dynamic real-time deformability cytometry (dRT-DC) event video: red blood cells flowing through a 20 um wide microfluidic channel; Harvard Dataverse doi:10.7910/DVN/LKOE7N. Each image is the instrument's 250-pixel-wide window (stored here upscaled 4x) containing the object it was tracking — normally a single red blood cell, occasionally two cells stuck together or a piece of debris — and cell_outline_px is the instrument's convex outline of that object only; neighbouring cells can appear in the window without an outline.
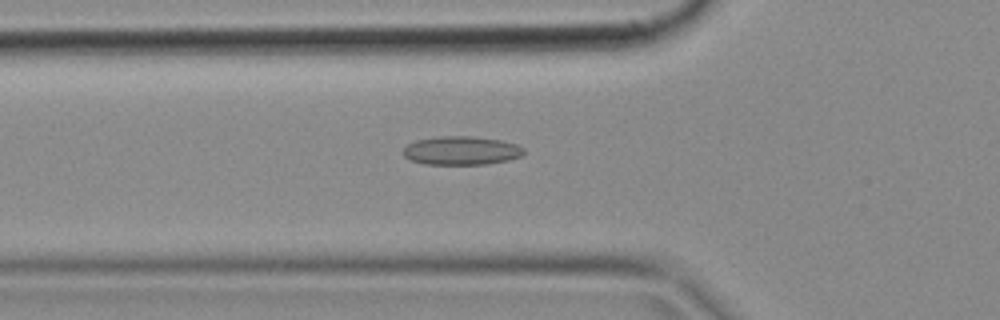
{"species": "common noctule bat (a hibernating species)", "species_latin": "Nyctalus noctula", "temperature_condition": "cold", "stored_images_in_passage": 50, "camera_frame_rate_fps": 3000, "um_per_image_px": 0.085, "animal": {"sex": "female", "body_mass_g": 18.4}, "frame": {"image": 1, "passage_image": 17, "time_ms": 5.333, "image_size_px": [1000, 320], "cell_outline_px": [[524, 152], [520, 156], [508, 160], [484, 164], [424, 164], [412, 160], [404, 156], [404, 148], [408, 144], [416, 140], [440, 136], [472, 136], [500, 140], [516, 144], [524, 148]], "centroid_in_image_um": [39.21, 12.79], "position_along_channel_um": 86.6, "area_um2": 19.94}}
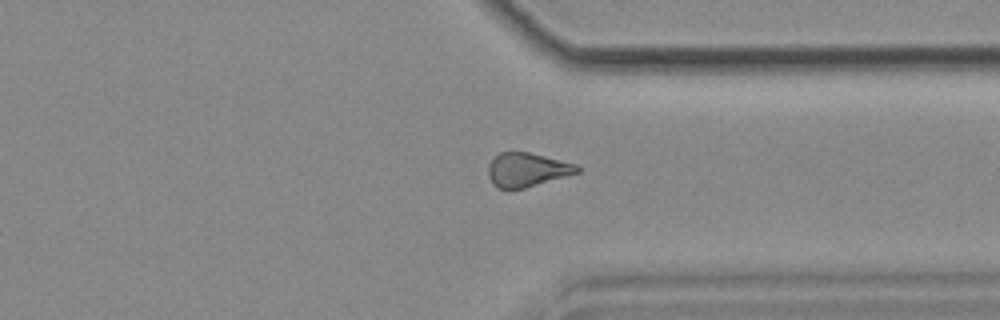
{"frame": {"image": 2, "passage_image": 38, "time_ms": 12.333, "image_size_px": [1000, 320], "cell_outline_px": [[580, 172], [524, 188], [496, 188], [492, 184], [488, 176], [488, 164], [500, 152], [528, 152], [576, 164], [580, 168]], "centroid_in_image_um": [44.77, 14.43], "position_along_channel_um": 366.6, "area_um2": 17.4}}
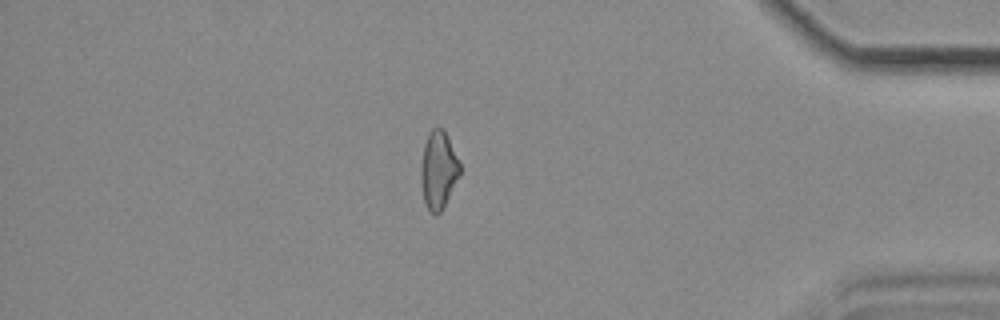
{"frame": {"image": 3, "passage_image": 43, "time_ms": 14.0, "image_size_px": [1000, 320], "cell_outline_px": [[460, 176], [440, 212], [436, 216], [428, 212], [424, 200], [420, 176], [420, 168], [424, 144], [432, 128], [436, 124], [444, 128], [448, 136], [460, 164]], "centroid_in_image_um": [37.26, 14.43], "position_along_channel_um": 397.9, "area_um2": 17.86}}